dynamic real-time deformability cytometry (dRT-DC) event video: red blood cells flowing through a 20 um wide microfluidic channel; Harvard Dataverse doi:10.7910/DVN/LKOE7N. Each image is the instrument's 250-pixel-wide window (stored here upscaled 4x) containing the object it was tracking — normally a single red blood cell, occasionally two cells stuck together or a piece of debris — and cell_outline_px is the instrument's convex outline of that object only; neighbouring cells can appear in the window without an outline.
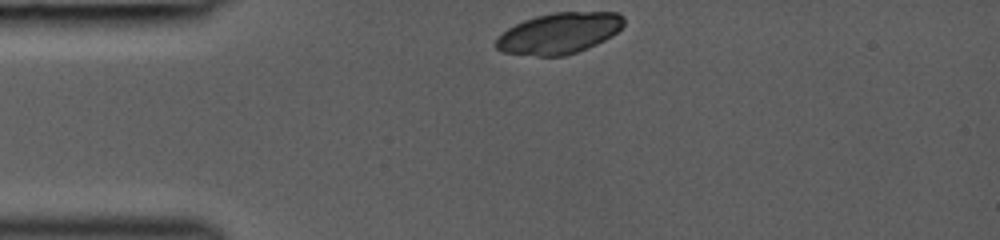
{"species": "common noctule bat (a hibernating species)", "species_latin": "Nyctalus noctula", "temperature_condition": "room temperature", "stored_images_in_passage": 13, "camera_frame_rate_fps": 3000, "um_per_image_px": 0.085, "animal": {"sex": "female", "body_mass_g": 19.0, "forearm_length_mm": 53.3}, "frame": {"image": 1, "passage_image": 1, "time_ms": 0.0, "image_size_px": [1000, 240], "cell_outline_px": [[624, 24], [612, 36], [596, 44], [576, 52], [564, 56], [536, 56], [500, 52], [496, 48], [496, 36], [508, 28], [524, 20], [536, 16], [552, 12], [616, 12], [624, 16]], "centroid_in_image_um": [47.5, 2.82], "position_along_channel_um": 37.5, "area_um2": 30.58}}